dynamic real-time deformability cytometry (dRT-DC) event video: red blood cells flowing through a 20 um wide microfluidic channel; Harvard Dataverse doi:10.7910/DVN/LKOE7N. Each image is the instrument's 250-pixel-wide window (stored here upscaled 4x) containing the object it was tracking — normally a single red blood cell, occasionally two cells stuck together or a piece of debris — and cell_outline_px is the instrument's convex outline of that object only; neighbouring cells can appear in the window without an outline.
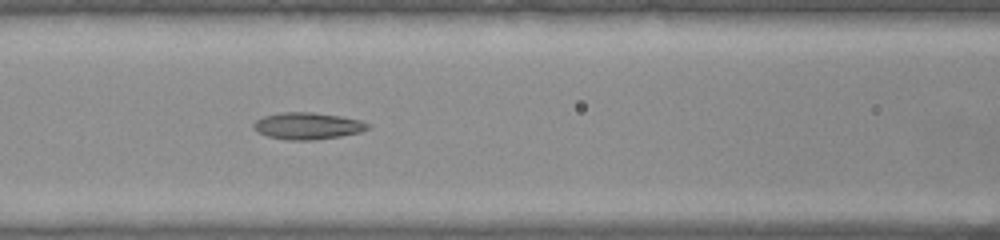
{"species": "common noctule bat (a hibernating species)", "species_latin": "Nyctalus noctula", "temperature_condition": "warm", "stored_images_in_passage": 40, "camera_frame_rate_fps": 3000, "um_per_image_px": 0.085, "animal": {"sex": "female", "body_mass_g": 22.0, "forearm_length_mm": 56.7}, "frame": {"image": 1, "passage_image": 10, "time_ms": 3.0, "image_size_px": [1000, 240], "cell_outline_px": [[372, 124], [368, 128], [360, 132], [340, 136], [316, 140], [288, 140], [268, 136], [256, 132], [252, 128], [252, 124], [256, 120], [264, 116], [284, 112], [312, 112], [340, 116], [360, 120]], "centroid_in_image_um": [26.13, 10.7], "position_along_channel_um": 140.5, "area_um2": 17.92}}
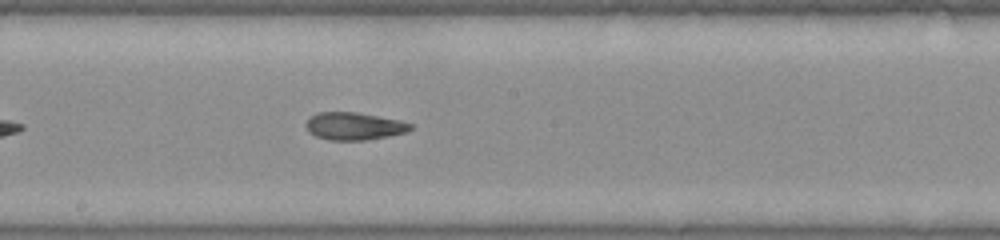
{"frame": {"image": 2, "passage_image": 16, "time_ms": 5.0, "image_size_px": [1000, 240], "cell_outline_px": [[412, 128], [408, 132], [368, 140], [328, 140], [316, 136], [308, 132], [308, 120], [312, 116], [320, 112], [356, 112], [400, 120], [412, 124]], "centroid_in_image_um": [30.14, 10.73], "position_along_channel_um": 218.1, "area_um2": 16.65}}
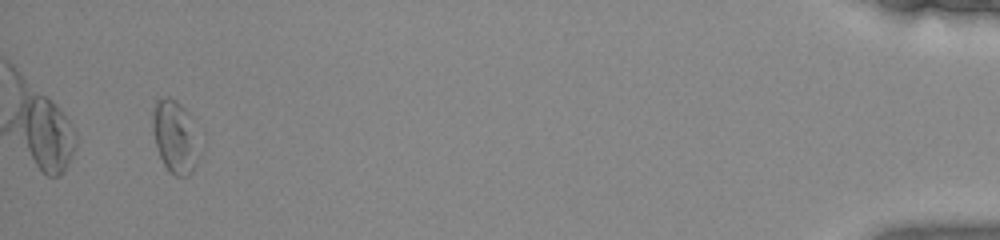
{"frame": {"image": 3, "passage_image": 38, "time_ms": 12.333, "image_size_px": [1000, 240], "cell_outline_px": [[196, 164], [192, 172], [188, 176], [176, 176], [168, 172], [160, 156], [152, 132], [152, 108], [156, 100], [168, 96], [176, 100], [188, 112], [196, 148]], "centroid_in_image_um": [14.79, 11.61], "position_along_channel_um": 420.4, "area_um2": 19.13}, "authors_computed_cell_mechanics": {"area_um2": 17.3111, "velocity_mm_per_s": 3.8955, "shape_relaxation_time_tau1_ms": null, "shape_relaxation_time_tau2_ms": 3.1721, "deformation_change_tau1": null, "deformation_change_tau2": 0.1188}}